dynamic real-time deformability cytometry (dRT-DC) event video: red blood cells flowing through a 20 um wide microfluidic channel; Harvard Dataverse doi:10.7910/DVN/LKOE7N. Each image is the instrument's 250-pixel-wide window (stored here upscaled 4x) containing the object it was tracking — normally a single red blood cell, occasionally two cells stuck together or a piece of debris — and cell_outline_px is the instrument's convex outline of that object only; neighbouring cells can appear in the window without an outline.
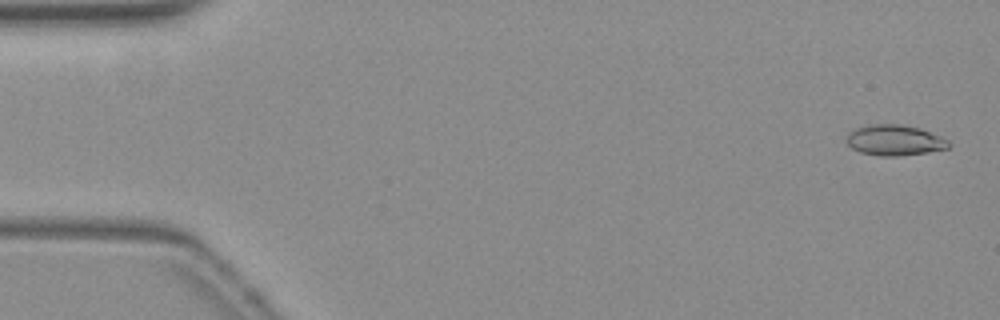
{"species": "common noctule bat (a hibernating species)", "species_latin": "Nyctalus noctula", "temperature_condition": "warm", "stored_images_in_passage": 51, "camera_frame_rate_fps": 3000, "um_per_image_px": 0.085, "animal": {"sex": "female", "body_mass_g": 19.3, "forearm_length_mm": 54.1}, "frame": {"image": 1, "passage_image": 2, "time_ms": 0.333, "image_size_px": [1000, 320], "cell_outline_px": [[952, 144], [948, 148], [928, 152], [896, 156], [880, 156], [860, 152], [852, 148], [848, 144], [848, 132], [856, 128], [872, 124], [900, 124], [920, 128], [940, 136], [948, 140]], "centroid_in_image_um": [76.06, 11.92], "position_along_channel_um": 8.9, "area_um2": 18.15}}
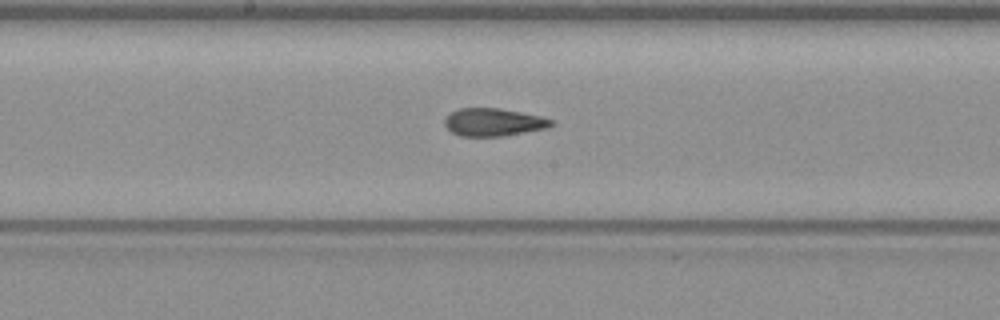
{"frame": {"image": 2, "passage_image": 28, "time_ms": 9.0, "image_size_px": [1000, 320], "cell_outline_px": [[552, 124], [548, 128], [500, 136], [460, 136], [452, 132], [444, 124], [444, 116], [448, 112], [456, 108], [500, 108], [540, 116], [552, 120]], "centroid_in_image_um": [41.87, 10.37], "position_along_channel_um": 206.3, "area_um2": 17.28}}
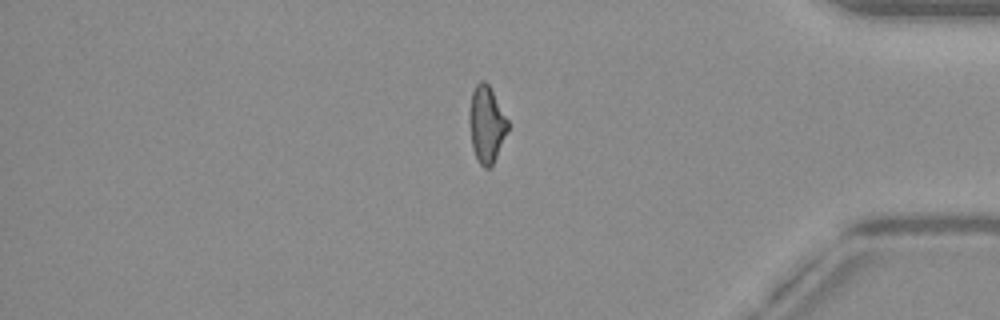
{"frame": {"image": 3, "passage_image": 45, "time_ms": 14.667, "image_size_px": [1000, 320], "cell_outline_px": [[508, 132], [492, 168], [484, 168], [480, 164], [472, 148], [468, 120], [468, 112], [472, 92], [476, 84], [480, 80], [484, 80], [488, 84], [508, 120]], "centroid_in_image_um": [41.34, 10.6], "position_along_channel_um": 393.9, "area_um2": 17.46}}